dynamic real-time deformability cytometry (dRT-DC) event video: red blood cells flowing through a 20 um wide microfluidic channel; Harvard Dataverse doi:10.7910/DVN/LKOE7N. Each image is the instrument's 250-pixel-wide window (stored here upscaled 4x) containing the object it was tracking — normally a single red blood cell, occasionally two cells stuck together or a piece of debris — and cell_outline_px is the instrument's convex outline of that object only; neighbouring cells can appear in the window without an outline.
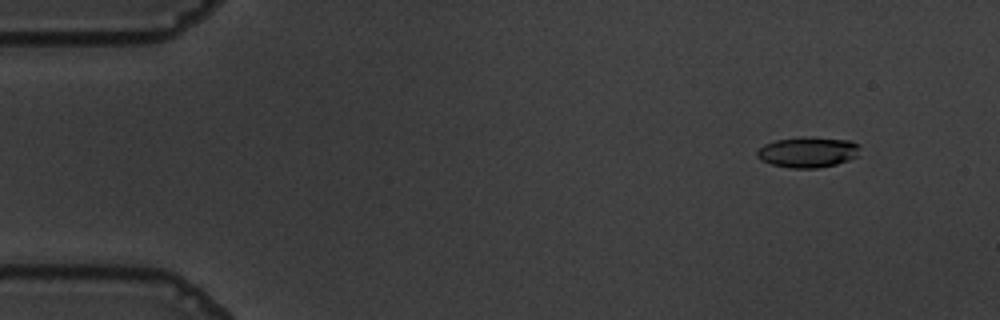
{"species": "common noctule bat (a hibernating species)", "species_latin": "Nyctalus noctula", "temperature_condition": "warm", "stored_images_in_passage": 57, "camera_frame_rate_fps": 3000, "um_per_image_px": 0.085, "animal": {"sex": "male", "body_mass_g": 19.5, "forearm_length_mm": 54.6}, "frame": {"image": 1, "passage_image": 6, "time_ms": 1.667, "image_size_px": [1000, 320], "cell_outline_px": [[860, 156], [836, 164], [816, 168], [792, 168], [772, 164], [760, 160], [756, 156], [756, 152], [764, 144], [776, 140], [804, 136], [808, 136], [848, 140], [860, 144]], "centroid_in_image_um": [68.7, 12.92], "position_along_channel_um": 16.3, "area_um2": 18.55}}
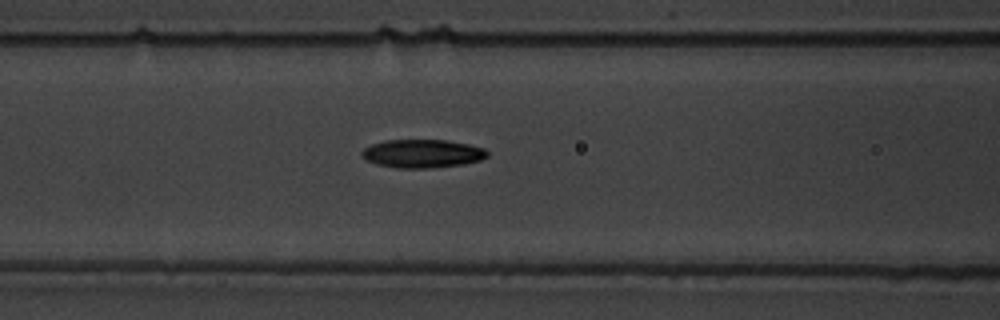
{"frame": {"image": 2, "passage_image": 24, "time_ms": 7.667, "image_size_px": [1000, 320], "cell_outline_px": [[488, 156], [480, 160], [464, 164], [432, 168], [396, 168], [376, 164], [364, 160], [360, 156], [360, 152], [364, 148], [372, 144], [384, 140], [448, 140], [468, 144], [484, 148], [488, 152]], "centroid_in_image_um": [35.86, 13.06], "position_along_channel_um": 130.7, "area_um2": 20.98}}
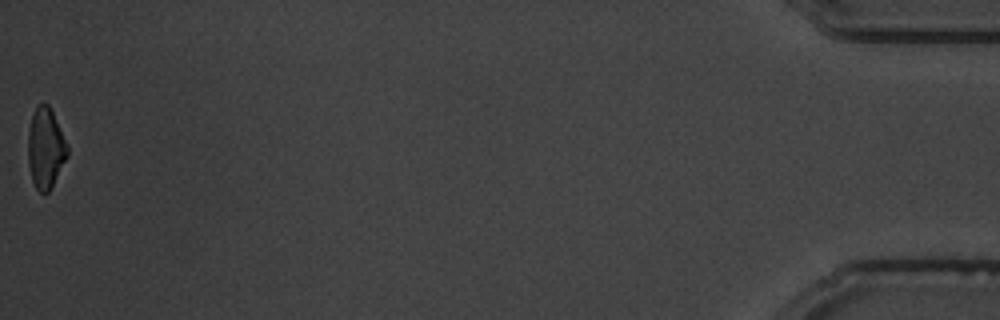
{"frame": {"image": 3, "passage_image": 57, "time_ms": 18.667, "image_size_px": [1000, 320], "cell_outline_px": [[68, 156], [52, 188], [48, 192], [40, 192], [36, 188], [32, 180], [28, 164], [28, 132], [32, 116], [36, 104], [48, 104], [68, 144]], "centroid_in_image_um": [3.88, 12.62], "position_along_channel_um": 431.3, "area_um2": 18.55}, "authors_computed_cell_mechanics": {"area_um2": 19.8254, "velocity_mm_per_s": 3.6219, "shape_relaxation_time_tau1_ms": 7.5802, "shape_relaxation_time_tau2_ms": 4.6008, "deformation_change_tau1": 0.2004, "deformation_change_tau2": 0.1167}}